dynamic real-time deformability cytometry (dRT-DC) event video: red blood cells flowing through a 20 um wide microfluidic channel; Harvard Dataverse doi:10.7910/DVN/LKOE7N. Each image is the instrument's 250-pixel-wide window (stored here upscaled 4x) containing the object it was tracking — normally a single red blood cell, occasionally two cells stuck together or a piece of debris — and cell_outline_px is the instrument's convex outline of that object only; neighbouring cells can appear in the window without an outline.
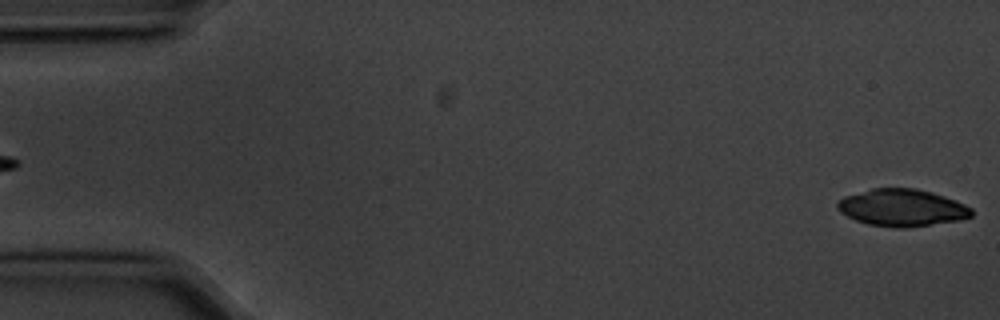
{"species": "common noctule bat (a hibernating species)", "species_latin": "Nyctalus noctula", "temperature_condition": "cold", "stored_images_in_passage": 5, "segment_of_instrument_passage": [2, 2], "camera_frame_rate_fps": 3000, "um_per_image_px": 0.085, "animal": {"sex": "male", "body_mass_g": 20.1, "forearm_length_mm": 53.5}, "frame": {"image": 1, "passage_image": 5, "time_ms": 1.333, "image_size_px": [1000, 320], "cell_outline_px": [[972, 216], [960, 220], [908, 228], [896, 228], [868, 224], [856, 220], [840, 212], [836, 208], [836, 204], [844, 196], [872, 188], [916, 188], [944, 196], [956, 200], [972, 208]], "centroid_in_image_um": [76.67, 17.66], "position_along_channel_um": 8.3, "area_um2": 29.07}}